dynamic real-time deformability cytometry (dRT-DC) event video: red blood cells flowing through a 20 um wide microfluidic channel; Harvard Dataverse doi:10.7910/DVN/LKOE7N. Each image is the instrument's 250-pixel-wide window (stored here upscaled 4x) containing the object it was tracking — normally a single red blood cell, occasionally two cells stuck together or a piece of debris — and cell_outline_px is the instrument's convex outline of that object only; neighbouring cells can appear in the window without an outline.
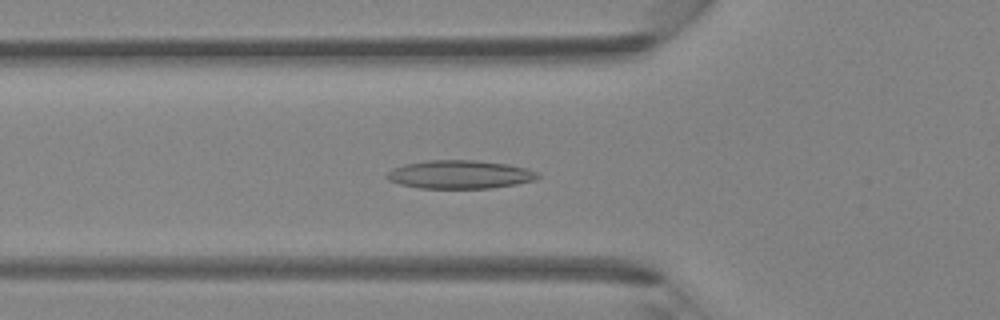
{"species": "Egyptian fruit bat (a non-hibernating species)", "species_latin": "Rousettus aegyptiacus", "temperature_condition": "room temperature", "stored_images_in_passage": 45, "camera_frame_rate_fps": 3000, "um_per_image_px": 0.085, "animal": {"sex": "female"}, "frame": {"image": 1, "passage_image": 16, "time_ms": 5.0, "image_size_px": [1000, 320], "cell_outline_px": [[540, 176], [536, 180], [516, 184], [488, 188], [420, 188], [400, 184], [388, 180], [388, 172], [392, 168], [404, 164], [428, 160], [476, 160], [508, 164], [528, 168], [536, 172]], "centroid_in_image_um": [39.1, 14.82], "position_along_channel_um": 86.7, "area_um2": 24.91}}
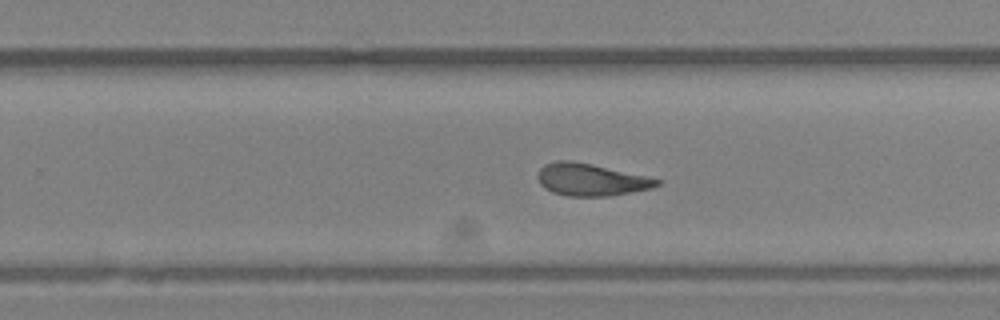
{"frame": {"image": 2, "passage_image": 29, "time_ms": 9.333, "image_size_px": [1000, 320], "cell_outline_px": [[660, 184], [652, 188], [608, 196], [568, 196], [552, 192], [544, 188], [540, 184], [536, 176], [540, 168], [544, 164], [556, 160], [572, 160], [592, 164], [648, 176], [660, 180]], "centroid_in_image_um": [50.19, 15.26], "position_along_channel_um": 279.6, "area_um2": 22.48}}
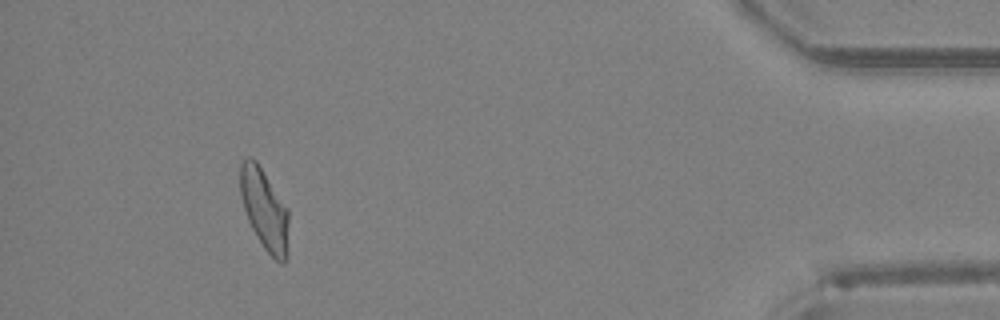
{"frame": {"image": 3, "passage_image": 42, "time_ms": 13.667, "image_size_px": [1000, 320], "cell_outline_px": [[288, 252], [284, 264], [280, 264], [264, 248], [256, 236], [248, 220], [240, 196], [240, 164], [248, 156], [252, 156], [256, 160], [288, 208]], "centroid_in_image_um": [22.48, 17.8], "position_along_channel_um": 412.7, "area_um2": 23.0}}